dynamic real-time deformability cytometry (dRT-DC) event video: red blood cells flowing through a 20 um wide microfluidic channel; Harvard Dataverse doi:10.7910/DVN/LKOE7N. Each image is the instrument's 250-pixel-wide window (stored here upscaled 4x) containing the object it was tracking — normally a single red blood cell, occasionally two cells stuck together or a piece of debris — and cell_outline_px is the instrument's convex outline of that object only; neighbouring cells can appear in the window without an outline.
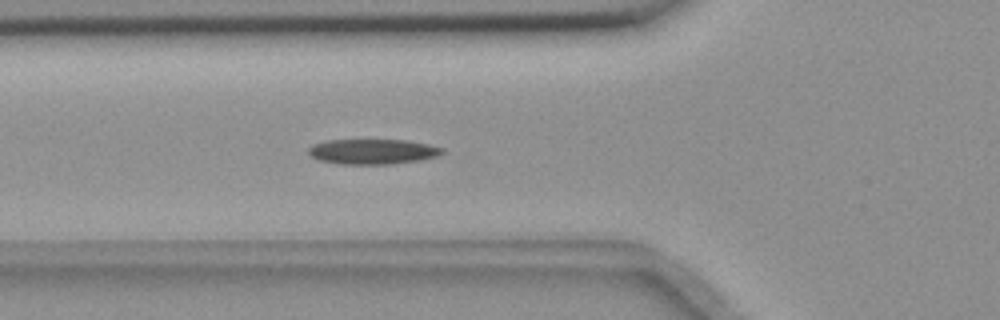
{"species": "common noctule bat (a hibernating species)", "species_latin": "Nyctalus noctula", "temperature_condition": "room temperature", "stored_images_in_passage": 2, "camera_frame_rate_fps": 3000, "um_per_image_px": 0.085, "animal": {"sex": "female", "body_mass_g": 18.4}, "frame": {"image": 1, "passage_image": 2, "time_ms": 0.333, "image_size_px": [1000, 320], "cell_outline_px": [[444, 152], [436, 156], [420, 160], [392, 164], [340, 164], [320, 160], [312, 156], [308, 152], [308, 148], [312, 144], [324, 140], [404, 140], [428, 144], [444, 148]], "centroid_in_image_um": [31.66, 12.88], "position_along_channel_um": 94.1, "area_um2": 19.59}}